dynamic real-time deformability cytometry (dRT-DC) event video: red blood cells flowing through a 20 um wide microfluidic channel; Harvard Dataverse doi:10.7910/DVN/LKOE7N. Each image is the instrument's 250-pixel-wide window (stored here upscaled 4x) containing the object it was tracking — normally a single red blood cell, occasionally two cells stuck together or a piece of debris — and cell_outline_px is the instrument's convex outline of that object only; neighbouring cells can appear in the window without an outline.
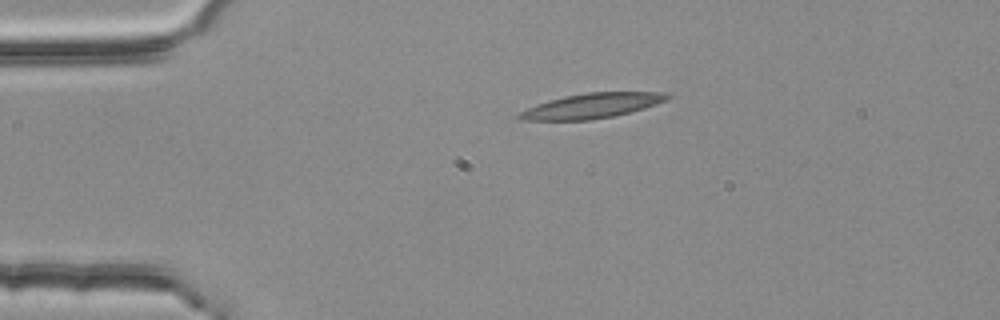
{"species": "common noctule bat (a hibernating species)", "species_latin": "Nyctalus noctula", "temperature_condition": "room temperature", "stored_images_in_passage": 46, "camera_frame_rate_fps": 3000, "um_per_image_px": 0.085, "animal": {"sex": "female", "body_mass_g": 25.1}, "frame": {"image": 1, "passage_image": 1, "time_ms": 0.0, "image_size_px": [1000, 320], "cell_outline_px": [[672, 96], [668, 100], [644, 108], [612, 116], [592, 120], [520, 120], [516, 116], [520, 112], [528, 108], [548, 100], [564, 96], [588, 92], [668, 92]], "centroid_in_image_um": [50.33, 8.98], "position_along_channel_um": 34.7, "area_um2": 21.44}}
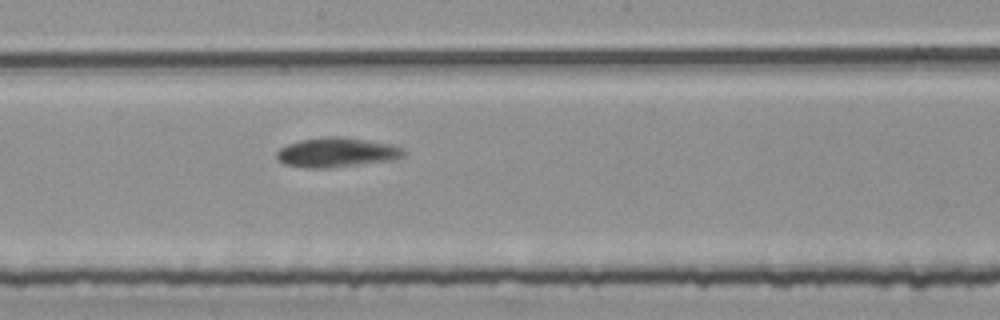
{"frame": {"image": 2, "passage_image": 20, "time_ms": 6.333, "image_size_px": [1000, 320], "cell_outline_px": [[408, 152], [404, 156], [392, 160], [324, 168], [308, 168], [284, 164], [276, 156], [276, 152], [280, 148], [288, 144], [300, 140], [324, 136], [340, 136], [392, 144], [404, 148]], "centroid_in_image_um": [28.64, 12.94], "position_along_channel_um": 219.6, "area_um2": 21.85}}
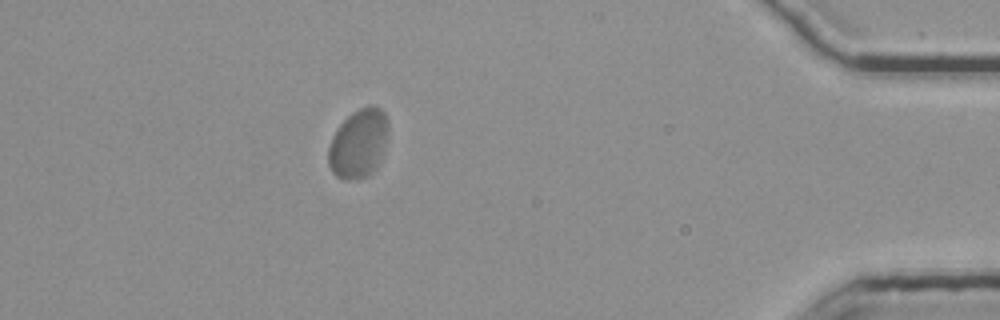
{"frame": {"image": 3, "passage_image": 40, "time_ms": 13.0, "image_size_px": [1000, 320], "cell_outline_px": [[388, 136], [380, 160], [376, 168], [368, 176], [356, 180], [344, 180], [336, 176], [332, 172], [328, 164], [328, 148], [332, 136], [340, 124], [352, 112], [368, 104], [372, 104], [380, 108], [384, 112], [388, 120]], "centroid_in_image_um": [30.48, 12.2], "position_along_channel_um": 404.7, "area_um2": 24.45}, "authors_computed_cell_mechanics": {"area_um2": 22.4553, "velocity_mm_per_s": 3.5817, "shape_relaxation_time_tau1_ms": 4.583, "shape_relaxation_time_tau2_ms": null, "deformation_change_tau1": 0.1424, "deformation_change_tau2": null}}